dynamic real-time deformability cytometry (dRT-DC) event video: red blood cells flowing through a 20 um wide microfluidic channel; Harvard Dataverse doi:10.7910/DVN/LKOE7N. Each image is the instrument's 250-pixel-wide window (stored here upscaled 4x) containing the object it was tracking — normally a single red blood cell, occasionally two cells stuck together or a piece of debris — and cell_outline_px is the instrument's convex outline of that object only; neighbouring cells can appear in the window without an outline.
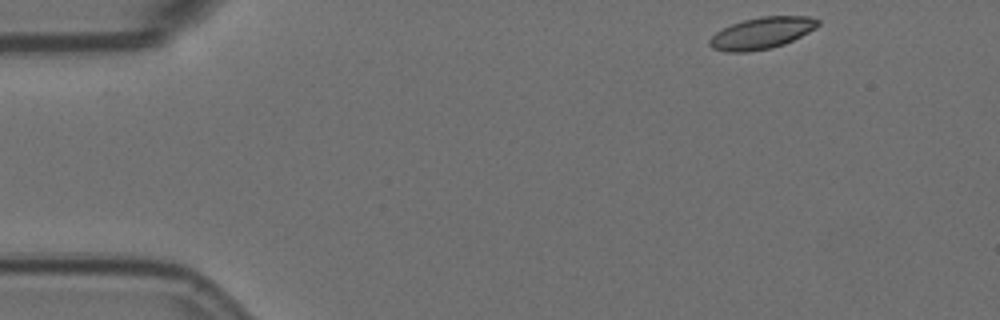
{"species": "Egyptian fruit bat (a non-hibernating species)", "species_latin": "Rousettus aegyptiacus", "temperature_condition": "room temperature", "stored_images_in_passage": 45, "camera_frame_rate_fps": 3000, "um_per_image_px": 0.085, "animal": {"sex": "female"}, "frame": {"image": 1, "passage_image": 1, "time_ms": 0.0, "image_size_px": [1000, 320], "cell_outline_px": [[820, 24], [816, 28], [784, 44], [772, 48], [748, 52], [724, 52], [712, 48], [708, 44], [708, 40], [716, 32], [732, 24], [744, 20], [760, 16], [808, 16], [820, 20]], "centroid_in_image_um": [64.74, 2.82], "position_along_channel_um": 20.3, "area_um2": 20.0}}
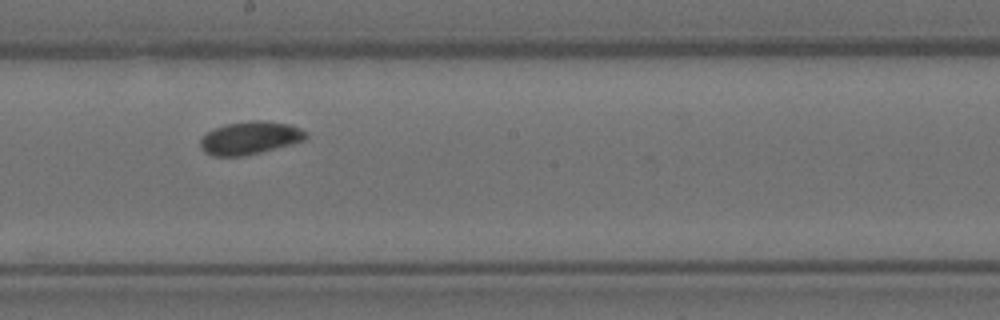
{"frame": {"image": 2, "passage_image": 26, "time_ms": 8.333, "image_size_px": [1000, 320], "cell_outline_px": [[308, 136], [304, 140], [292, 144], [260, 152], [240, 156], [212, 156], [204, 152], [200, 144], [200, 136], [212, 128], [224, 124], [248, 120], [264, 120], [292, 124], [308, 132]], "centroid_in_image_um": [21.23, 11.7], "position_along_channel_um": 227.0, "area_um2": 20.63}}
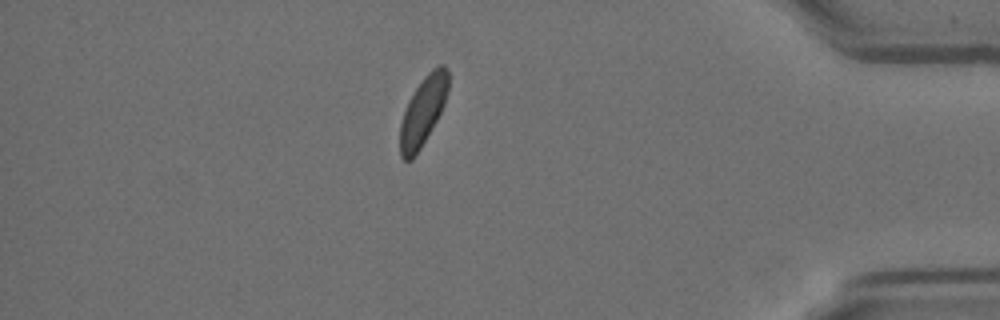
{"frame": {"image": 3, "passage_image": 44, "time_ms": 14.333, "image_size_px": [1000, 320], "cell_outline_px": [[448, 88], [444, 104], [436, 120], [420, 148], [412, 160], [404, 160], [400, 156], [400, 124], [408, 100], [424, 76], [432, 68], [440, 64], [444, 64], [448, 72]], "centroid_in_image_um": [35.94, 9.42], "position_along_channel_um": 399.3, "area_um2": 19.02}}